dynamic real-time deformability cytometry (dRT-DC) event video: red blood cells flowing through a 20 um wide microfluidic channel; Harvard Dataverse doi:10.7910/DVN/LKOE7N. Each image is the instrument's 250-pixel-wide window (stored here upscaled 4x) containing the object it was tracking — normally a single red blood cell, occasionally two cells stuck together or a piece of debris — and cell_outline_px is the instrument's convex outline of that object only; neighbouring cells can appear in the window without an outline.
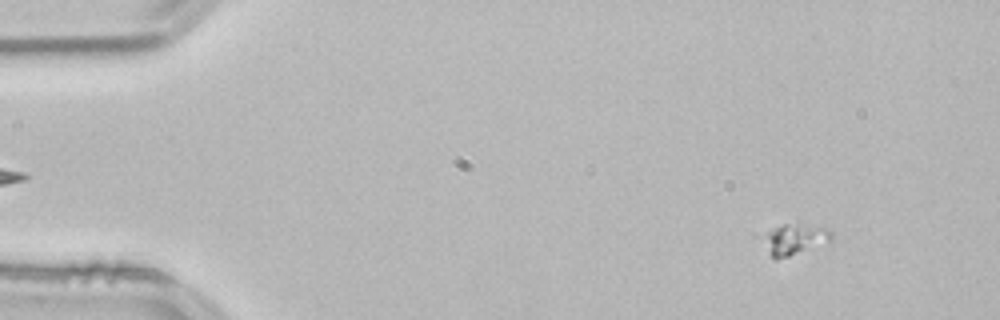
{"species": "common noctule bat (a hibernating species)", "species_latin": "Nyctalus noctula", "temperature_condition": "room temperature", "stored_images_in_passage": 54, "camera_frame_rate_fps": 3000, "um_per_image_px": 0.085, "animal": {"sex": "male", "body_mass_g": 21.5, "forearm_length_mm": 52.0}, "frame": {"image": 1, "passage_image": 6, "time_ms": 1.667, "image_size_px": [1000, 320], "cell_outline_px": [[832, 244], [776, 260], [772, 260], [768, 252], [764, 236], [768, 232], [784, 224], [788, 224], [828, 228], [832, 232]], "centroid_in_image_um": [67.65, 20.4], "position_along_channel_um": 17.3, "area_um2": 12.37}}
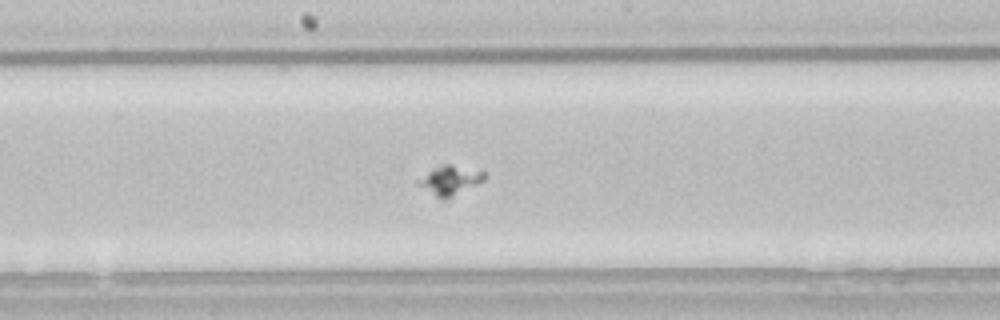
{"frame": {"image": 2, "passage_image": 29, "time_ms": 9.333, "image_size_px": [1000, 320], "cell_outline_px": [[484, 180], [444, 200], [440, 200], [416, 184], [416, 180], [432, 168], [440, 164], [452, 164], [484, 172]], "centroid_in_image_um": [38.16, 15.32], "position_along_channel_um": 210.0, "area_um2": 11.21}}
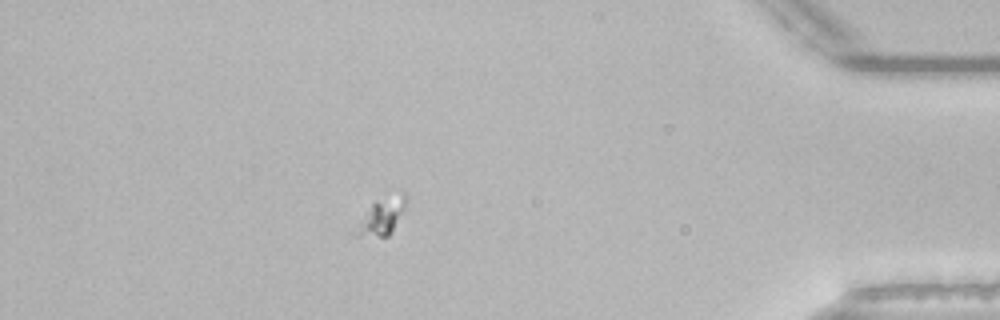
{"frame": {"image": 3, "passage_image": 48, "time_ms": 15.667, "image_size_px": [1000, 320], "cell_outline_px": [[408, 200], [392, 232], [388, 236], [352, 236], [348, 232], [372, 204], [404, 192], [408, 196]], "centroid_in_image_um": [32.35, 18.48], "position_along_channel_um": 402.8, "area_um2": 10.69}}